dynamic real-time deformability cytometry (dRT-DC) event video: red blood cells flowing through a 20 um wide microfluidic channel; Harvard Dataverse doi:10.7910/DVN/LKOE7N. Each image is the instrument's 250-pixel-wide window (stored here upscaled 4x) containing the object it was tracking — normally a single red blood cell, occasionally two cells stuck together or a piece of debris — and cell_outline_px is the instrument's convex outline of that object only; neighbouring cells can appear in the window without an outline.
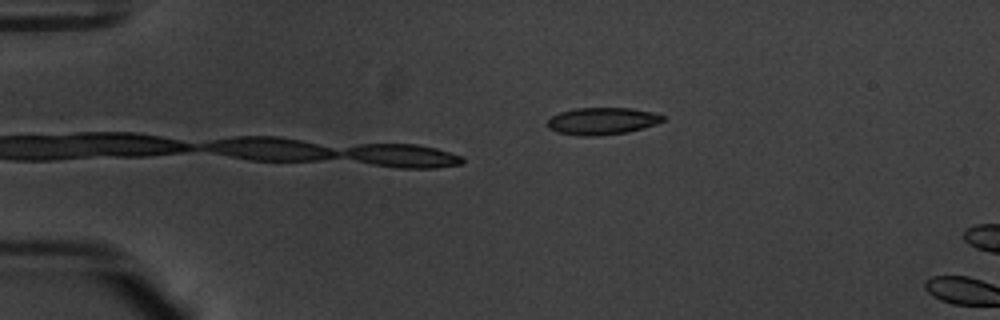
{"species": "common noctule bat (a hibernating species)", "species_latin": "Nyctalus noctula", "temperature_condition": "warm", "stored_images_in_passage": 11, "camera_frame_rate_fps": 3000, "um_per_image_px": 0.085, "animal": {"sex": "male", "body_mass_g": 20.1, "forearm_length_mm": 53.5}, "frame": {"image": 1, "passage_image": 11, "time_ms": 3.333, "image_size_px": [1000, 320], "cell_outline_px": [[664, 120], [656, 124], [628, 132], [600, 136], [580, 136], [556, 132], [548, 128], [548, 120], [552, 116], [560, 112], [576, 108], [632, 108], [652, 112], [664, 116]], "centroid_in_image_um": [51.17, 10.3], "position_along_channel_um": 33.8, "area_um2": 18.26}}